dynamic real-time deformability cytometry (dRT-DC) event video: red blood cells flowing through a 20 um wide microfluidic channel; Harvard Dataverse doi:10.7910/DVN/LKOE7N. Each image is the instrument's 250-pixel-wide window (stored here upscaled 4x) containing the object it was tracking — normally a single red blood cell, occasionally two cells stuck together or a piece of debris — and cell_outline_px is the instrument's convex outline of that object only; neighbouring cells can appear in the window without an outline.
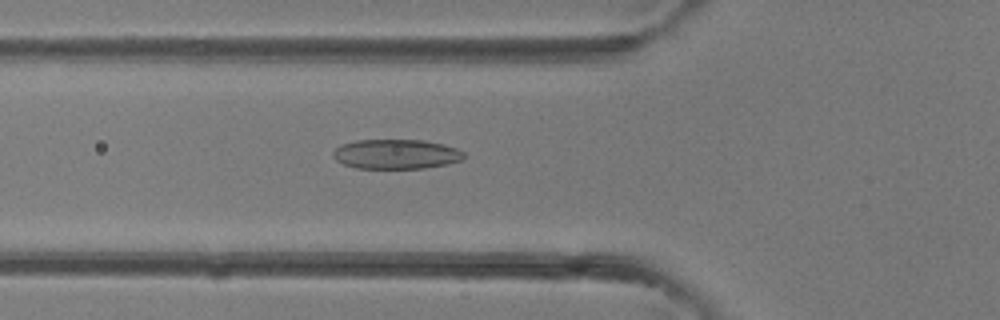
{"species": "common noctule bat (a hibernating species)", "species_latin": "Nyctalus noctula", "temperature_condition": "room temperature", "stored_images_in_passage": 34, "camera_frame_rate_fps": 3000, "um_per_image_px": 0.085, "animal": {"sex": "female"}, "frame": {"image": 1, "passage_image": 8, "time_ms": 2.333, "image_size_px": [1000, 320], "cell_outline_px": [[464, 160], [448, 164], [424, 168], [356, 168], [344, 164], [336, 160], [332, 156], [332, 152], [340, 144], [356, 140], [424, 140], [444, 144], [456, 148], [464, 152]], "centroid_in_image_um": [33.67, 13.1], "position_along_channel_um": 92.1, "area_um2": 22.77}}
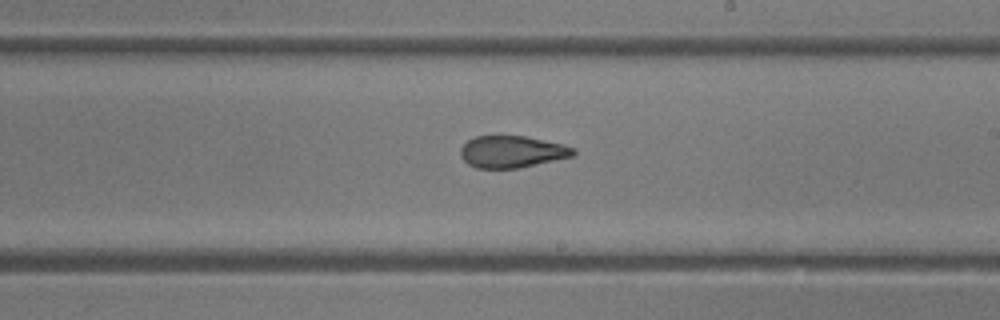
{"frame": {"image": 2, "passage_image": 17, "time_ms": 5.333, "image_size_px": [1000, 320], "cell_outline_px": [[576, 156], [520, 168], [476, 168], [468, 164], [460, 156], [460, 148], [468, 140], [476, 136], [528, 136], [564, 144], [576, 148]], "centroid_in_image_um": [43.57, 12.9], "position_along_channel_um": 245.4, "area_um2": 21.33}}
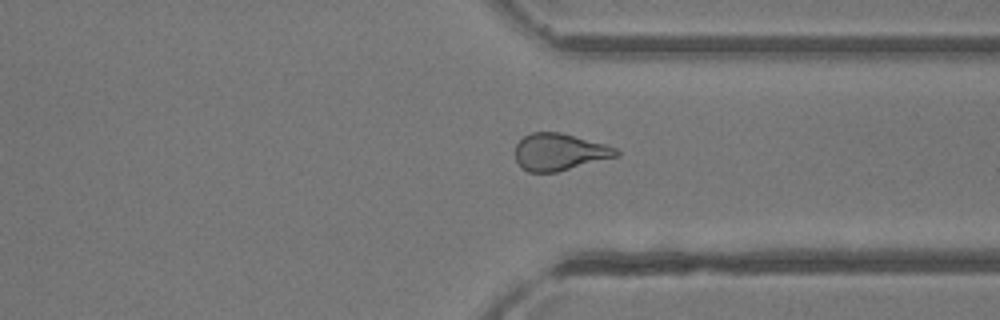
{"frame": {"image": 3, "passage_image": 24, "time_ms": 7.667, "image_size_px": [1000, 320], "cell_outline_px": [[620, 156], [556, 172], [528, 172], [516, 160], [516, 144], [524, 136], [532, 132], [560, 132], [604, 144], [616, 148], [620, 152]], "centroid_in_image_um": [47.58, 12.92], "position_along_channel_um": 363.8, "area_um2": 21.62}}